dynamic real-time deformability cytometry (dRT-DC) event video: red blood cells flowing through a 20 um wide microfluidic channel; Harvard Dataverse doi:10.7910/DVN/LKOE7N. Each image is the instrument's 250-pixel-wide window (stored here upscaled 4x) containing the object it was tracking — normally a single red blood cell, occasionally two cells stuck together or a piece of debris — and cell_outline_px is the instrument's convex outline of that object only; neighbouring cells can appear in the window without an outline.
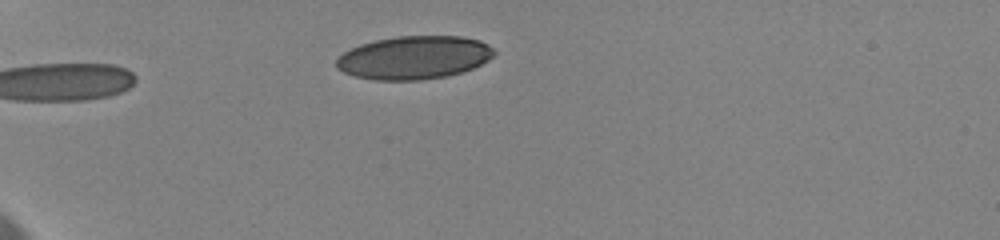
{"species": "human", "species_latin": "Homo sapiens", "temperature_condition": "cold", "stored_images_in_passage": 3, "camera_frame_rate_fps": 3000, "um_per_image_px": 0.085, "donor": {"sex": "female"}, "frame": {"image": 1, "passage_image": 1, "time_ms": 0.0, "image_size_px": [1000, 240], "cell_outline_px": [[496, 52], [488, 60], [464, 72], [448, 76], [420, 80], [372, 80], [356, 76], [344, 72], [336, 68], [336, 60], [344, 52], [360, 44], [376, 40], [396, 36], [460, 36], [480, 40], [488, 44]], "centroid_in_image_um": [35.2, 4.89], "position_along_channel_um": 49.8, "area_um2": 39.77}}